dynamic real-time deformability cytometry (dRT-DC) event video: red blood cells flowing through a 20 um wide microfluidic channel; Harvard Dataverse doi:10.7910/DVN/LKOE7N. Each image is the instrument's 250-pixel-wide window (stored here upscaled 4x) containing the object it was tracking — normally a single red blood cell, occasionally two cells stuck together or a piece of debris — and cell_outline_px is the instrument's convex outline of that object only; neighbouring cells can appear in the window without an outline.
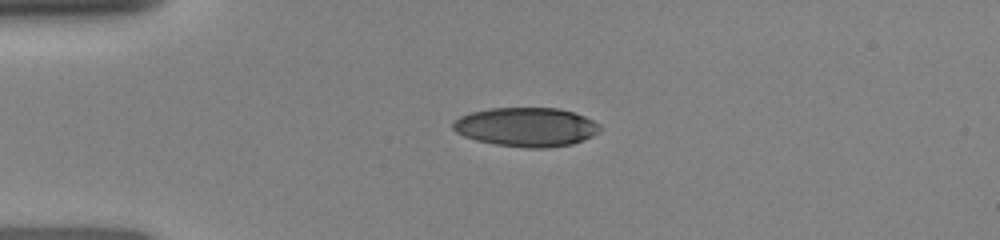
{"species": "human", "species_latin": "Homo sapiens", "temperature_condition": "room temperature", "stored_images_in_passage": 3, "camera_frame_rate_fps": 3000, "um_per_image_px": 0.085, "donor": {"sex": "female"}, "frame": {"image": 1, "passage_image": 1, "time_ms": 0.0, "image_size_px": [1000, 240], "cell_outline_px": [[600, 132], [584, 140], [572, 144], [544, 148], [528, 148], [496, 144], [476, 140], [464, 136], [456, 132], [452, 128], [452, 124], [460, 116], [472, 112], [488, 108], [560, 108], [584, 116], [600, 124]], "centroid_in_image_um": [44.74, 10.79], "position_along_channel_um": 40.3, "area_um2": 33.41}}